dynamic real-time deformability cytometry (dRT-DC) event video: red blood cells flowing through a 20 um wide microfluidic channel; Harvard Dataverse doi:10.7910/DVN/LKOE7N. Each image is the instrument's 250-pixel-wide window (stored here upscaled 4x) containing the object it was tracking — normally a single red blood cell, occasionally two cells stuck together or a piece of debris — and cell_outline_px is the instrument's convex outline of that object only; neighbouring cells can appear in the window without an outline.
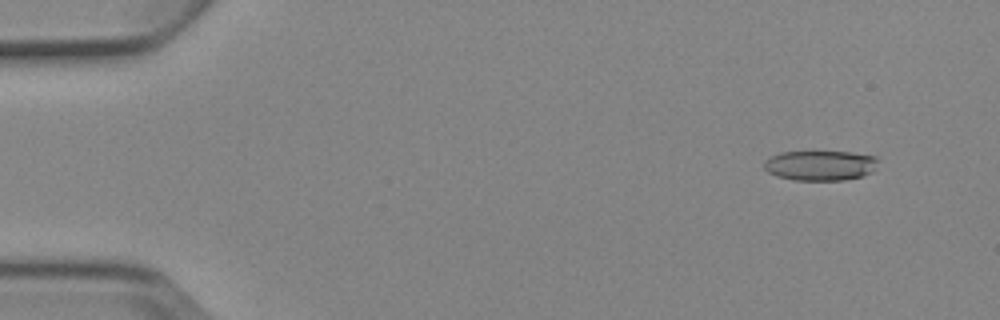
{"species": "Egyptian fruit bat (a non-hibernating species)", "species_latin": "Rousettus aegyptiacus", "temperature_condition": "cold", "stored_images_in_passage": 5, "camera_frame_rate_fps": 3000, "um_per_image_px": 0.085, "animal": {"sex": "female"}, "frame": {"image": 1, "passage_image": 2, "time_ms": 1.333, "image_size_px": [1000, 320], "cell_outline_px": [[876, 160], [872, 172], [860, 176], [844, 180], [792, 180], [776, 176], [768, 172], [764, 168], [764, 160], [780, 152], [852, 152], [876, 156]], "centroid_in_image_um": [69.67, 14.06], "position_along_channel_um": 15.3, "area_um2": 19.83}}
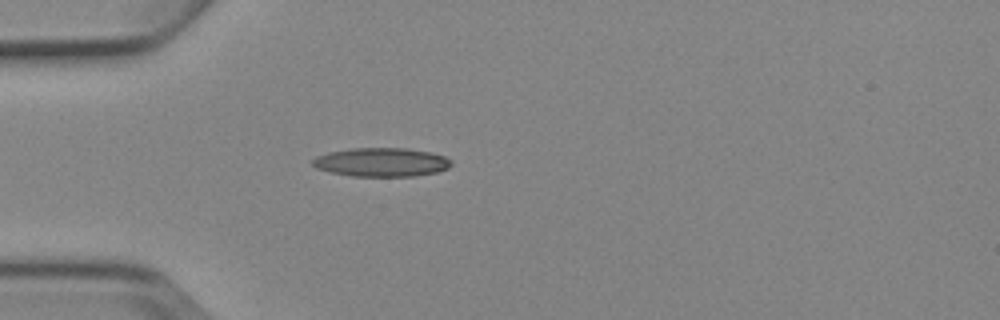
{"frame": {"image": 2, "passage_image": 5, "time_ms": 5.0, "image_size_px": [1000, 320], "cell_outline_px": [[452, 164], [448, 168], [436, 172], [416, 176], [352, 176], [328, 172], [316, 168], [312, 164], [312, 160], [316, 156], [328, 152], [352, 148], [408, 148], [432, 152], [444, 156], [452, 160]], "centroid_in_image_um": [32.42, 13.78], "position_along_channel_um": 52.6, "area_um2": 23.47}}